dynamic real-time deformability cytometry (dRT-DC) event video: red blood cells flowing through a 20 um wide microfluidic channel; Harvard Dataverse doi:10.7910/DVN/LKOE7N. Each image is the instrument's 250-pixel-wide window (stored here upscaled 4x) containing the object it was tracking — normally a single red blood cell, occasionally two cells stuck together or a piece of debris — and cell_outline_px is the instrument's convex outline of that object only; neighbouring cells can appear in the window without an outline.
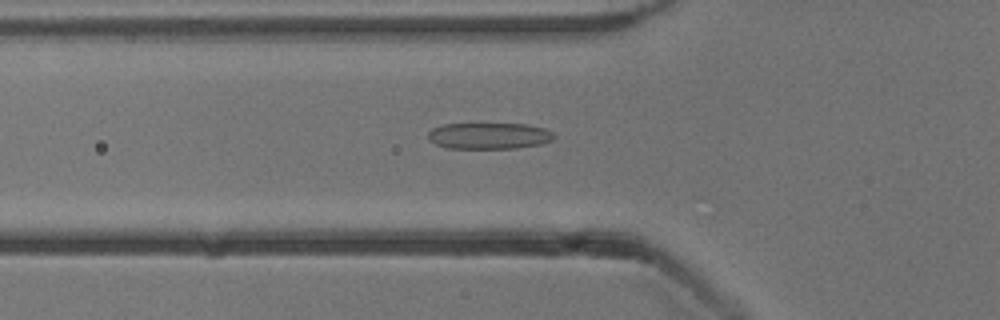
{"species": "common noctule bat (a hibernating species)", "species_latin": "Nyctalus noctula", "temperature_condition": "cold", "stored_images_in_passage": 52, "camera_frame_rate_fps": 3000, "um_per_image_px": 0.085, "animal": {"sex": "male", "body_mass_g": 13.3}, "frame": {"image": 1, "passage_image": 17, "time_ms": 5.333, "image_size_px": [1000, 320], "cell_outline_px": [[556, 136], [552, 140], [540, 144], [516, 148], [448, 148], [436, 144], [428, 140], [428, 132], [432, 128], [444, 124], [528, 124], [544, 128], [552, 132]], "centroid_in_image_um": [41.56, 11.54], "position_along_channel_um": 84.2, "area_um2": 19.31}}
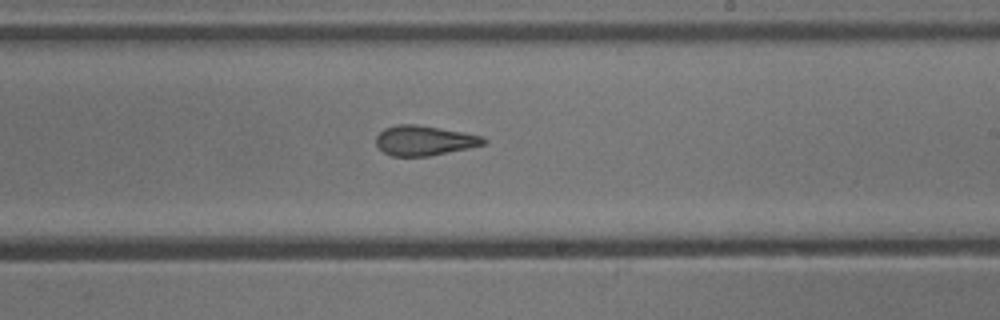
{"frame": {"image": 2, "passage_image": 30, "time_ms": 9.667, "image_size_px": [1000, 320], "cell_outline_px": [[488, 140], [484, 144], [468, 148], [428, 156], [392, 156], [384, 152], [376, 144], [376, 136], [384, 128], [396, 124], [416, 124], [460, 132], [480, 136]], "centroid_in_image_um": [36.01, 11.94], "position_along_channel_um": 253.0, "area_um2": 18.44}}
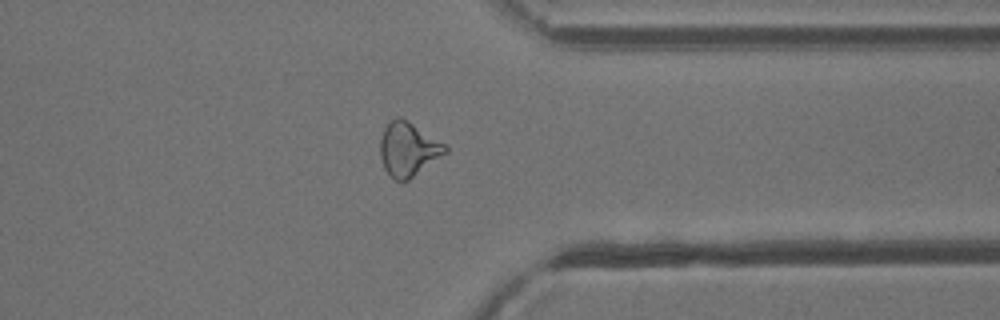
{"frame": {"image": 3, "passage_image": 40, "time_ms": 13.0, "image_size_px": [1000, 320], "cell_outline_px": [[448, 152], [404, 184], [400, 184], [384, 168], [380, 156], [380, 140], [384, 128], [396, 116], [400, 116], [408, 120], [448, 144]], "centroid_in_image_um": [34.74, 12.69], "position_along_channel_um": 376.7, "area_um2": 20.98}, "authors_computed_cell_mechanics": {"area_um2": 20.3167, "velocity_mm_per_s": 3.8741, "shape_relaxation_time_tau1_ms": 4.8304, "shape_relaxation_time_tau2_ms": 1.6339, "deformation_change_tau1": 0.1592, "deformation_change_tau2": 0.1069}}